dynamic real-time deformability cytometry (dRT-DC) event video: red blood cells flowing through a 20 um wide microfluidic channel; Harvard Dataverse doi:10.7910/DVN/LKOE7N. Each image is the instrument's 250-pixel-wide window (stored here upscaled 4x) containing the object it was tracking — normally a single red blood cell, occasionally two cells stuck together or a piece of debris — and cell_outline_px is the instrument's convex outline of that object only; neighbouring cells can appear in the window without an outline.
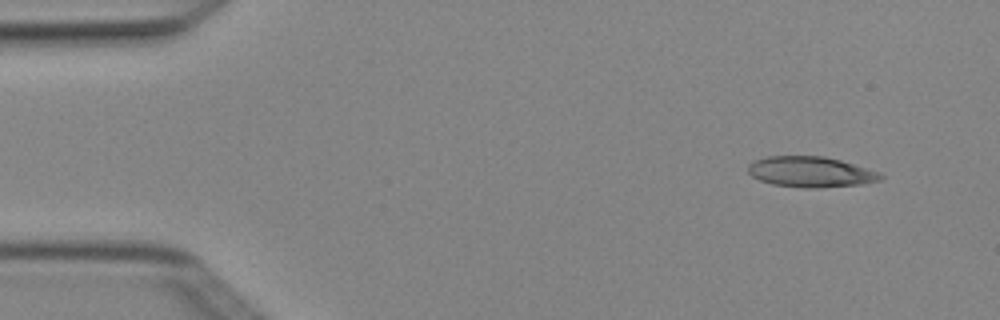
{"species": "Egyptian fruit bat (a non-hibernating species)", "species_latin": "Rousettus aegyptiacus", "temperature_condition": "cold", "stored_images_in_passage": 4, "camera_frame_rate_fps": 3000, "um_per_image_px": 0.085, "animal": {"sex": "female"}, "frame": {"image": 1, "passage_image": 1, "time_ms": 0.0, "image_size_px": [1000, 320], "cell_outline_px": [[884, 176], [880, 180], [864, 184], [820, 188], [804, 188], [772, 184], [760, 180], [752, 176], [748, 172], [748, 164], [752, 160], [768, 156], [824, 156], [840, 160], [880, 172]], "centroid_in_image_um": [68.9, 14.61], "position_along_channel_um": 16.1, "area_um2": 23.81}}
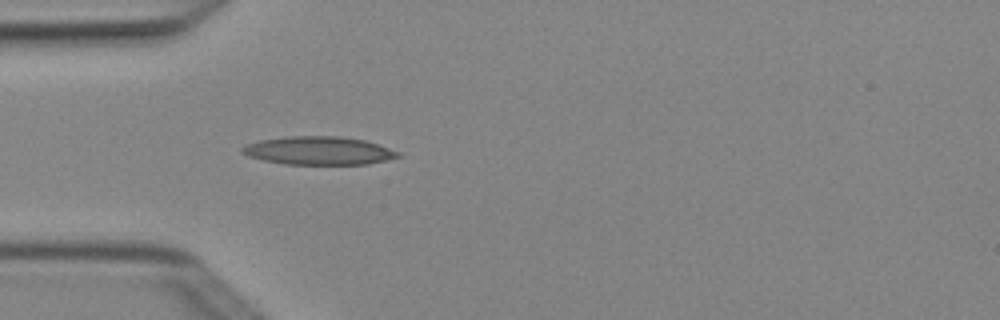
{"frame": {"image": 2, "passage_image": 4, "time_ms": 1.0, "image_size_px": [1000, 320], "cell_outline_px": [[404, 156], [368, 164], [284, 164], [264, 160], [248, 156], [240, 152], [240, 148], [248, 144], [260, 140], [288, 136], [340, 136], [364, 140], [400, 152]], "centroid_in_image_um": [27.09, 12.81], "position_along_channel_um": 57.9, "area_um2": 25.61}}